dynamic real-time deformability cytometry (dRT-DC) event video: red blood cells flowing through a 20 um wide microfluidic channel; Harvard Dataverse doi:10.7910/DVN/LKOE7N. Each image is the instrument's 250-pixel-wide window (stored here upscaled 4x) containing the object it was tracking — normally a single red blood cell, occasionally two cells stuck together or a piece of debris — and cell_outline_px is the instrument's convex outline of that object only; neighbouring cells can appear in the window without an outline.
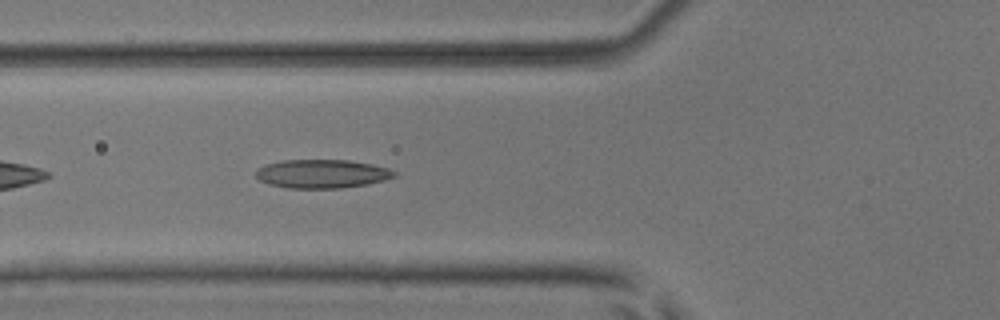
{"species": "common noctule bat (a hibernating species)", "species_latin": "Nyctalus noctula", "temperature_condition": "room temperature", "stored_images_in_passage": 37, "camera_frame_rate_fps": 3000, "um_per_image_px": 0.085, "animal": {"sex": "male", "body_mass_g": 17.9, "forearm_length_mm": 54.2}, "frame": {"image": 1, "passage_image": 5, "time_ms": 1.333, "image_size_px": [1000, 320], "cell_outline_px": [[396, 176], [384, 180], [368, 184], [340, 188], [288, 188], [268, 184], [260, 180], [256, 176], [256, 168], [264, 164], [284, 160], [348, 160], [372, 164], [388, 168], [396, 172]], "centroid_in_image_um": [27.35, 14.77], "position_along_channel_um": 98.5, "area_um2": 23.18}}
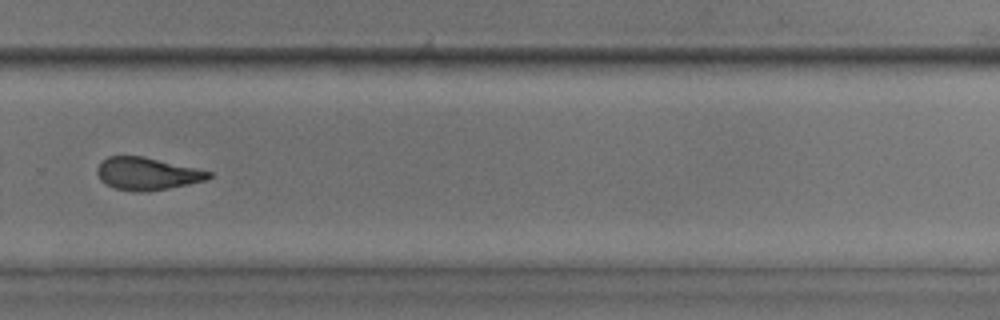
{"frame": {"image": 2, "passage_image": 22, "time_ms": 7.0, "image_size_px": [1000, 320], "cell_outline_px": [[212, 176], [208, 180], [168, 188], [144, 192], [136, 192], [116, 188], [100, 180], [96, 172], [96, 168], [108, 156], [140, 156], [196, 168], [212, 172]], "centroid_in_image_um": [12.51, 14.77], "position_along_channel_um": 317.3, "area_um2": 20.87}}
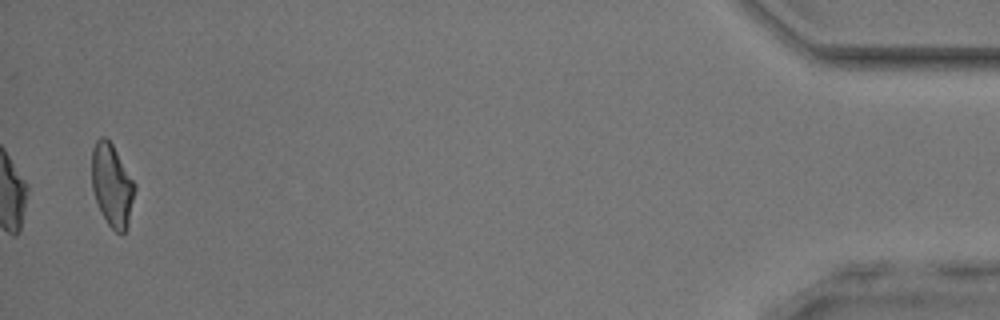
{"frame": {"image": 3, "passage_image": 37, "time_ms": 12.0, "image_size_px": [1000, 320], "cell_outline_px": [[136, 188], [128, 228], [120, 236], [108, 224], [100, 212], [92, 188], [92, 148], [96, 140], [100, 136], [104, 136], [112, 144], [136, 184]], "centroid_in_image_um": [9.53, 15.77], "position_along_channel_um": 425.7, "area_um2": 20.92}, "authors_computed_cell_mechanics": {"area_um2": 21.2704, "velocity_mm_per_s": 3.8673, "shape_relaxation_time_tau1_ms": null, "shape_relaxation_time_tau2_ms": 2.5037, "deformation_change_tau1": null, "deformation_change_tau2": 0.0998}}